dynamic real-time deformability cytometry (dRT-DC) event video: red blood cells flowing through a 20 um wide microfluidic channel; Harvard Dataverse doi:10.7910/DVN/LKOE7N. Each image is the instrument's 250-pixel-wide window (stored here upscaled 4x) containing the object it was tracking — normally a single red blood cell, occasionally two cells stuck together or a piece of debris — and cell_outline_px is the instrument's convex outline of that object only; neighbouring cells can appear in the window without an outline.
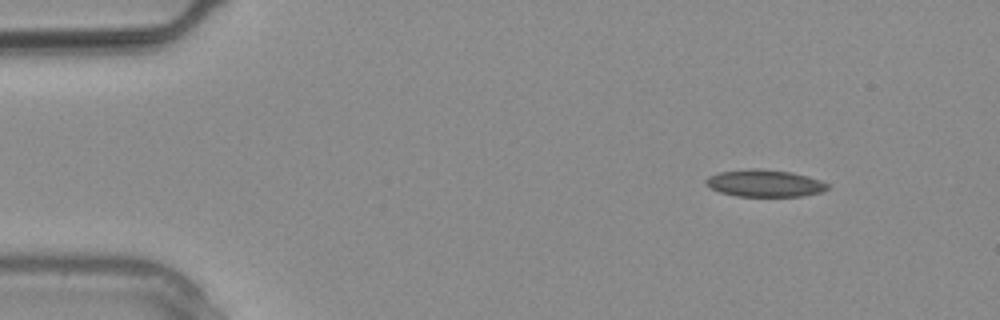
{"species": "common noctule bat (a hibernating species)", "species_latin": "Nyctalus noctula", "temperature_condition": "warm", "stored_images_in_passage": 17, "camera_frame_rate_fps": 3000, "um_per_image_px": 0.085, "animal": {"sex": "male", "body_mass_g": 20.4}, "frame": {"image": 1, "passage_image": 1, "time_ms": 0.0, "image_size_px": [1000, 320], "cell_outline_px": [[828, 188], [820, 192], [804, 196], [736, 196], [720, 192], [704, 184], [704, 180], [708, 176], [720, 172], [748, 168], [756, 168], [792, 172], [808, 176], [820, 180], [828, 184]], "centroid_in_image_um": [64.97, 15.57], "position_along_channel_um": 20.0, "area_um2": 19.25}}
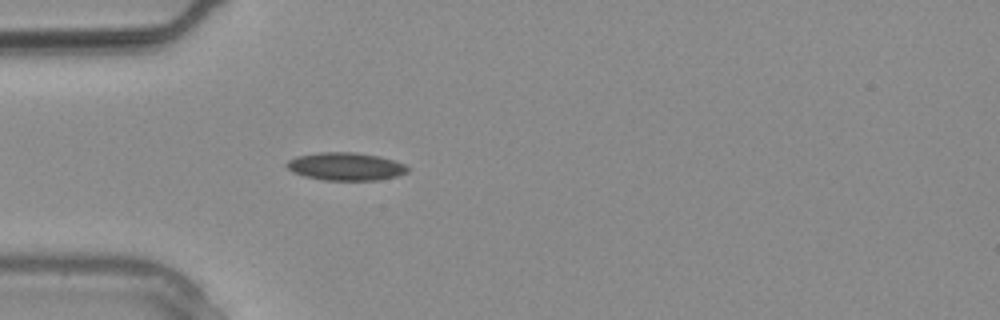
{"frame": {"image": 2, "passage_image": 6, "time_ms": 1.667, "image_size_px": [1000, 320], "cell_outline_px": [[412, 168], [408, 172], [396, 176], [376, 180], [324, 180], [304, 176], [292, 172], [284, 164], [288, 160], [296, 156], [320, 152], [356, 152], [380, 156], [404, 164]], "centroid_in_image_um": [29.38, 14.14], "position_along_channel_um": 55.6, "area_um2": 19.77}}